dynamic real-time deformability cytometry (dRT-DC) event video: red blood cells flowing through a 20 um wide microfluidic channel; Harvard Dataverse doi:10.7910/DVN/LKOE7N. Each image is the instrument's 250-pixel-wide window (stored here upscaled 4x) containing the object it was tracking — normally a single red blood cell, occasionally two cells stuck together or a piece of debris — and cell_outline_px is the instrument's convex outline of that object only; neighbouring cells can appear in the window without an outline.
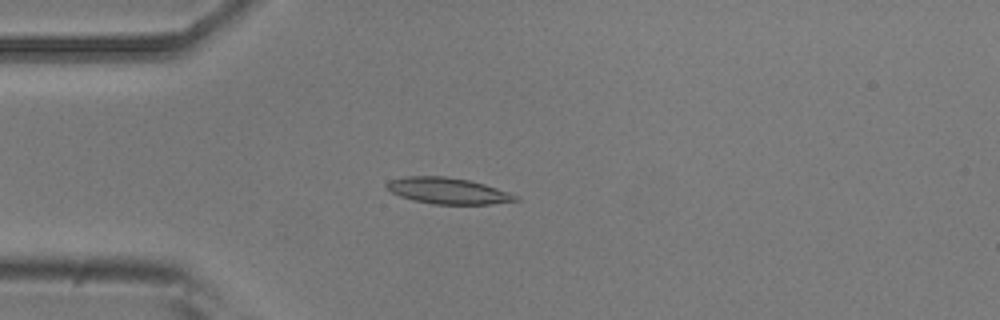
{"species": "common noctule bat (a hibernating species)", "species_latin": "Nyctalus noctula", "temperature_condition": "room temperature", "stored_images_in_passage": 3, "camera_frame_rate_fps": 3000, "um_per_image_px": 0.085, "animal": {"sex": "male", "body_mass_g": 20.5, "forearm_length_mm": 52.5}, "frame": {"image": 1, "passage_image": 3, "time_ms": 2.333, "image_size_px": [1000, 320], "cell_outline_px": [[520, 200], [492, 204], [432, 204], [412, 200], [400, 196], [392, 192], [384, 184], [388, 180], [404, 176], [444, 176], [468, 180], [484, 184], [520, 196]], "centroid_in_image_um": [38.06, 16.22], "position_along_channel_um": 46.9, "area_um2": 19.71}}